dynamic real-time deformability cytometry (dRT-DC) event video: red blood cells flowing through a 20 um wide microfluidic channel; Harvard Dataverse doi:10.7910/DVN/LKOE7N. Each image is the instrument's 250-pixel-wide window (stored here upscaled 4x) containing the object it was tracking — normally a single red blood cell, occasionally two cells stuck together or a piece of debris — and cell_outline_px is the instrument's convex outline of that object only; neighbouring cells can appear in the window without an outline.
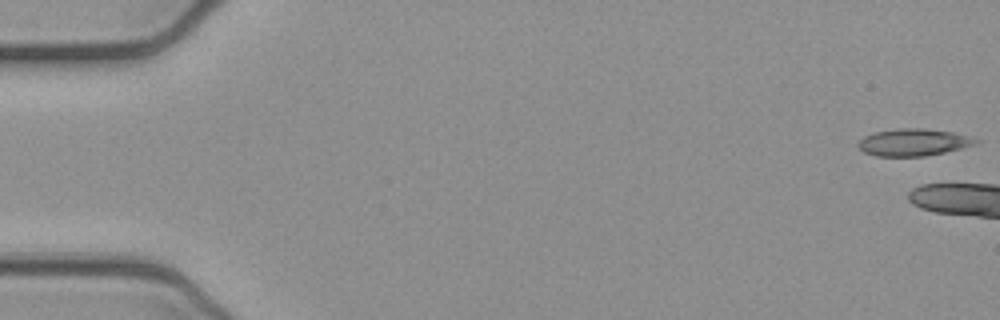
{"species": "common noctule bat (a hibernating species)", "species_latin": "Nyctalus noctula", "temperature_condition": "cold", "stored_images_in_passage": 8, "camera_frame_rate_fps": 3000, "um_per_image_px": 0.085, "animal": {"sex": "female", "body_mass_g": 21.9}, "frame": {"image": 1, "passage_image": 1, "time_ms": 0.0, "image_size_px": [1000, 320], "cell_outline_px": [[980, 140], [976, 144], [944, 152], [924, 156], [876, 156], [864, 152], [856, 144], [864, 136], [876, 132], [900, 128], [924, 128], [952, 132], [972, 136]], "centroid_in_image_um": [77.65, 12.09], "position_along_channel_um": 7.3, "area_um2": 18.5}}